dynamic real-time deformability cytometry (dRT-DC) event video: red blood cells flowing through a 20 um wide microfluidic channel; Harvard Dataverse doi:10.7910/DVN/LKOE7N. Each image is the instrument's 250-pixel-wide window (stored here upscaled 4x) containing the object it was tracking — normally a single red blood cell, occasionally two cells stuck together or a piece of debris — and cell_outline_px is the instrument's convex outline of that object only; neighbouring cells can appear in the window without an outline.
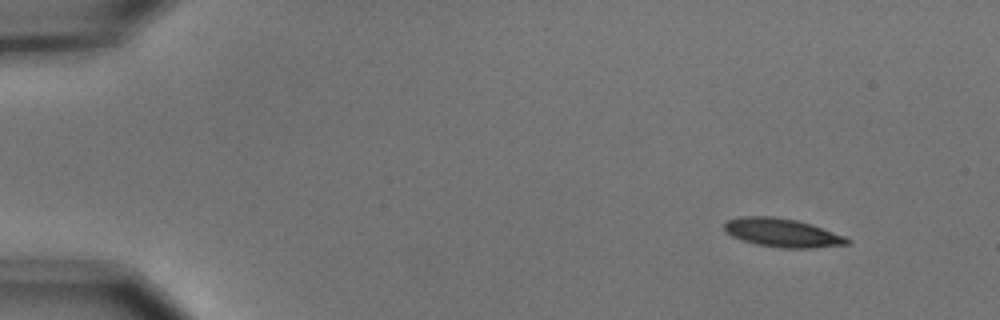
{"species": "common noctule bat (a hibernating species)", "species_latin": "Nyctalus noctula", "temperature_condition": "cold", "stored_images_in_passage": 4, "camera_frame_rate_fps": 3000, "um_per_image_px": 0.085, "animal": {"sex": "male", "body_mass_g": 15.6}, "frame": {"image": 1, "passage_image": 1, "time_ms": 0.0, "image_size_px": [1000, 320], "cell_outline_px": [[852, 240], [848, 244], [812, 248], [780, 248], [756, 244], [732, 236], [724, 228], [724, 224], [728, 220], [740, 216], [776, 216], [796, 220], [812, 224], [844, 236]], "centroid_in_image_um": [66.51, 19.78], "position_along_channel_um": 18.5, "area_um2": 20.4}}
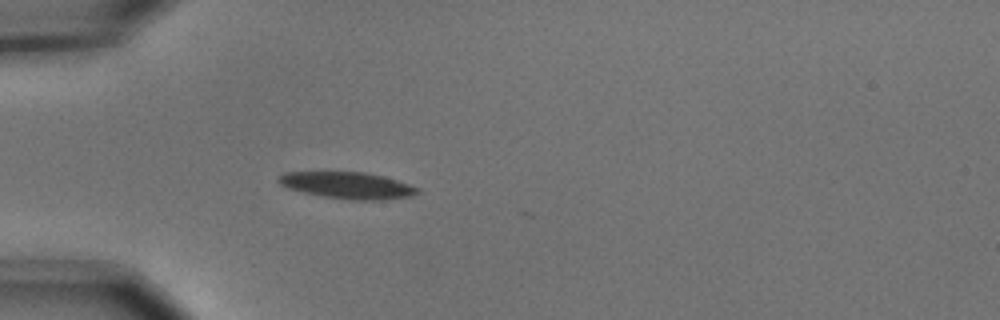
{"frame": {"image": 2, "passage_image": 4, "time_ms": 1.0, "image_size_px": [1000, 320], "cell_outline_px": [[420, 192], [412, 196], [384, 200], [348, 200], [324, 196], [304, 192], [288, 188], [280, 184], [276, 180], [276, 176], [284, 172], [364, 172], [384, 176], [420, 188]], "centroid_in_image_um": [29.54, 15.75], "position_along_channel_um": 55.5, "area_um2": 21.68}}